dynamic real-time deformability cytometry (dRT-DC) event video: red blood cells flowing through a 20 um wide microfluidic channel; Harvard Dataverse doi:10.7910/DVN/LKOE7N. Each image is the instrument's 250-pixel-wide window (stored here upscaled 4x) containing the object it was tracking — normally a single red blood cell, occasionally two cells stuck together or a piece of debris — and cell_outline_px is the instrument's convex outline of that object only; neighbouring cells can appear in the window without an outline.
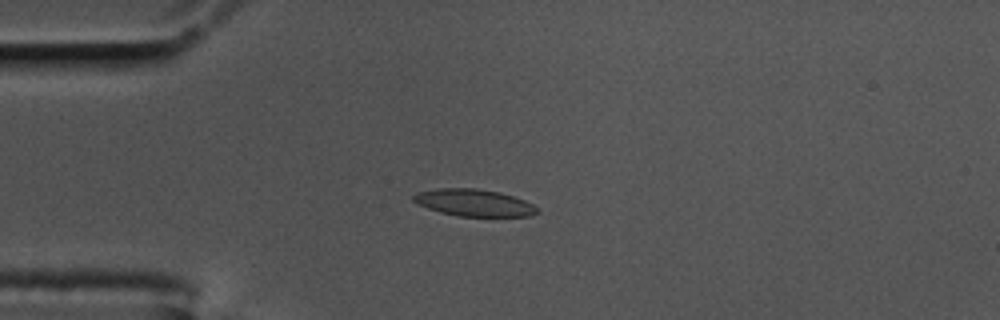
{"species": "common noctule bat (a hibernating species)", "species_latin": "Nyctalus noctula", "temperature_condition": "cold", "stored_images_in_passage": 44, "camera_frame_rate_fps": 3000, "um_per_image_px": 0.085, "animal": {"sex": "male", "body_mass_g": 17.5, "forearm_length_mm": 52.3}, "frame": {"image": 1, "passage_image": 1, "time_ms": 0.0, "image_size_px": [1000, 320], "cell_outline_px": [[540, 212], [528, 216], [460, 216], [440, 212], [428, 208], [412, 200], [412, 196], [416, 192], [440, 188], [476, 188], [500, 192], [524, 200], [532, 204]], "centroid_in_image_um": [40.27, 17.22], "position_along_channel_um": 44.7, "area_um2": 19.31}}
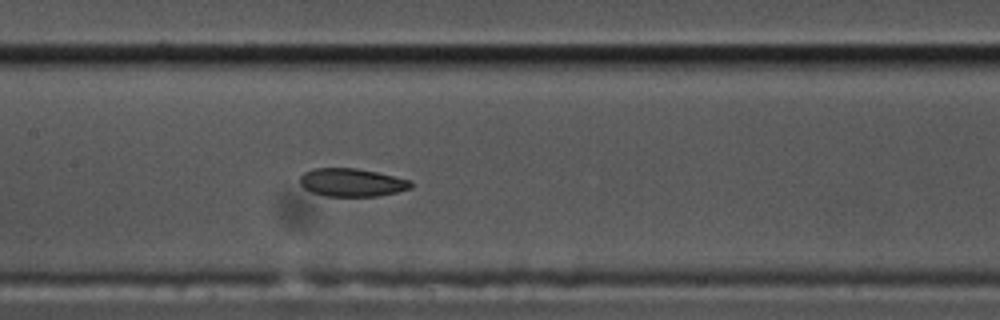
{"frame": {"image": 2, "passage_image": 14, "time_ms": 4.333, "image_size_px": [1000, 320], "cell_outline_px": [[412, 188], [396, 192], [376, 196], [324, 196], [312, 192], [304, 188], [300, 184], [300, 176], [304, 172], [312, 168], [356, 168], [376, 172], [412, 180]], "centroid_in_image_um": [29.89, 15.5], "position_along_channel_um": 177.5, "area_um2": 18.21}}
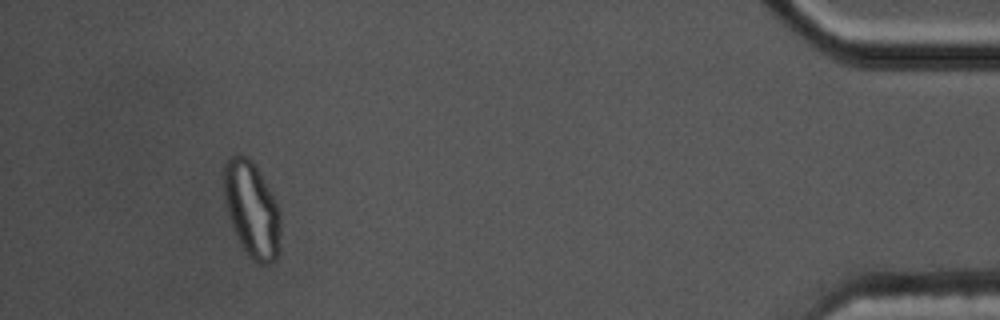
{"frame": {"image": 3, "passage_image": 40, "time_ms": 13.0, "image_size_px": [1000, 320], "cell_outline_px": [[280, 228], [276, 260], [268, 264], [260, 264], [252, 260], [248, 256], [240, 244], [228, 220], [224, 204], [224, 164], [228, 156], [240, 152], [248, 156], [252, 160], [268, 188], [280, 212]], "centroid_in_image_um": [21.35, 17.78], "position_along_channel_um": 413.9, "area_um2": 31.85}, "authors_computed_cell_mechanics": {"area_um2": 19.7965, "velocity_mm_per_s": 3.4774, "shape_relaxation_time_tau1_ms": null, "shape_relaxation_time_tau2_ms": 2.827, "deformation_change_tau1": null, "deformation_change_tau2": 0.0823}}